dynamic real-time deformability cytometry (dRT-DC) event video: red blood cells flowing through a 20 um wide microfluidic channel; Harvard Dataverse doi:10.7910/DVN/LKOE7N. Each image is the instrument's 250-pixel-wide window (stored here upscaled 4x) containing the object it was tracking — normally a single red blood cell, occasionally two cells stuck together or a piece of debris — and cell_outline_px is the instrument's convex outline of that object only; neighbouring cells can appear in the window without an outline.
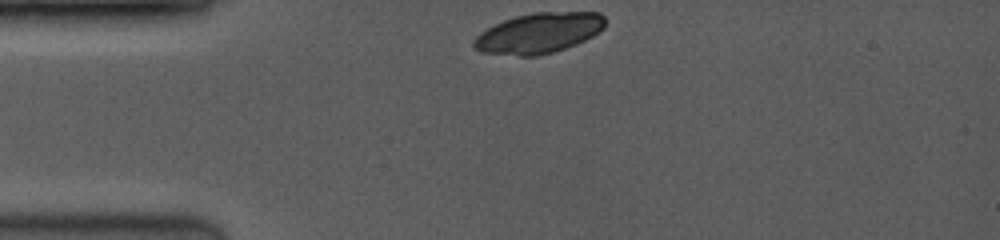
{"species": "common noctule bat (a hibernating species)", "species_latin": "Nyctalus noctula", "temperature_condition": "room temperature", "stored_images_in_passage": 5, "camera_frame_rate_fps": 3500, "um_per_image_px": 0.085, "animal": {"sex": "female", "body_mass_g": 19.0, "forearm_length_mm": 53.3}, "frame": {"image": 1, "passage_image": 1, "time_ms": 0.0, "image_size_px": [1000, 240], "cell_outline_px": [[604, 28], [592, 36], [576, 44], [552, 52], [536, 56], [520, 56], [480, 52], [472, 44], [472, 40], [480, 32], [504, 20], [516, 16], [536, 12], [600, 12], [604, 16]], "centroid_in_image_um": [45.78, 2.81], "position_along_channel_um": 39.2, "area_um2": 30.69}}